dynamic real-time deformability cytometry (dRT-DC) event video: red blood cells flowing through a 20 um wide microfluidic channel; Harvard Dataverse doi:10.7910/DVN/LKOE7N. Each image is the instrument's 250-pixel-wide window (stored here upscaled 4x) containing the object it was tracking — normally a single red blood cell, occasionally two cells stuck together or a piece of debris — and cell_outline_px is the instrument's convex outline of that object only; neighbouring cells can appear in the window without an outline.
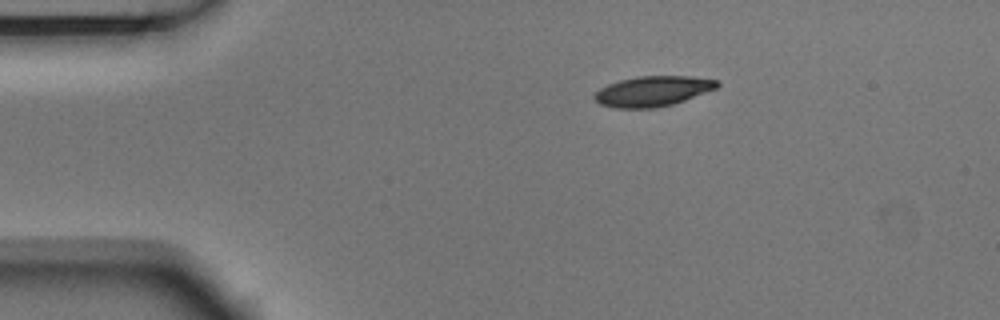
{"species": "Egyptian fruit bat (a non-hibernating species)", "species_latin": "Rousettus aegyptiacus", "temperature_condition": "room temperature", "stored_images_in_passage": 4, "camera_frame_rate_fps": 3000, "um_per_image_px": 0.085, "animal": {"sex": "male"}, "frame": {"image": 1, "passage_image": 1, "time_ms": 0.0, "image_size_px": [1000, 320], "cell_outline_px": [[720, 84], [716, 88], [684, 100], [672, 104], [656, 108], [616, 108], [600, 104], [592, 96], [600, 88], [608, 84], [620, 80], [636, 76], [692, 76], [720, 80]], "centroid_in_image_um": [55.48, 7.74], "position_along_channel_um": 29.5, "area_um2": 21.62}}
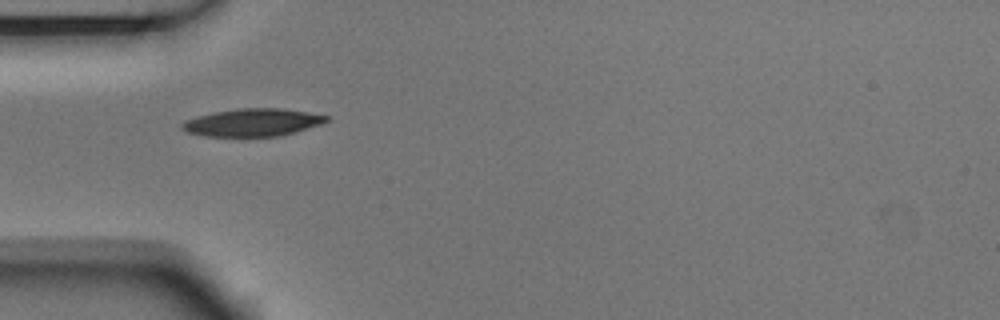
{"frame": {"image": 2, "passage_image": 3, "time_ms": 0.667, "image_size_px": [1000, 320], "cell_outline_px": [[328, 120], [320, 124], [296, 132], [280, 136], [204, 136], [188, 132], [180, 128], [180, 124], [184, 120], [216, 112], [240, 108], [280, 108], [308, 112], [328, 116]], "centroid_in_image_um": [21.46, 10.41], "position_along_channel_um": 63.5, "area_um2": 23.06}}
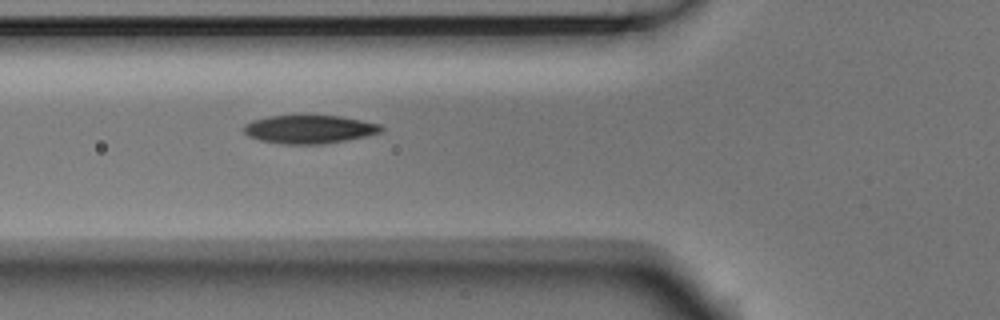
{"frame": {"image": 3, "passage_image": 4, "time_ms": 1.0, "image_size_px": [1000, 320], "cell_outline_px": [[384, 128], [380, 132], [364, 136], [324, 144], [284, 144], [260, 140], [248, 136], [244, 132], [244, 124], [252, 120], [268, 116], [340, 116], [380, 124]], "centroid_in_image_um": [26.25, 10.99], "position_along_channel_um": 99.5, "area_um2": 22.43}}